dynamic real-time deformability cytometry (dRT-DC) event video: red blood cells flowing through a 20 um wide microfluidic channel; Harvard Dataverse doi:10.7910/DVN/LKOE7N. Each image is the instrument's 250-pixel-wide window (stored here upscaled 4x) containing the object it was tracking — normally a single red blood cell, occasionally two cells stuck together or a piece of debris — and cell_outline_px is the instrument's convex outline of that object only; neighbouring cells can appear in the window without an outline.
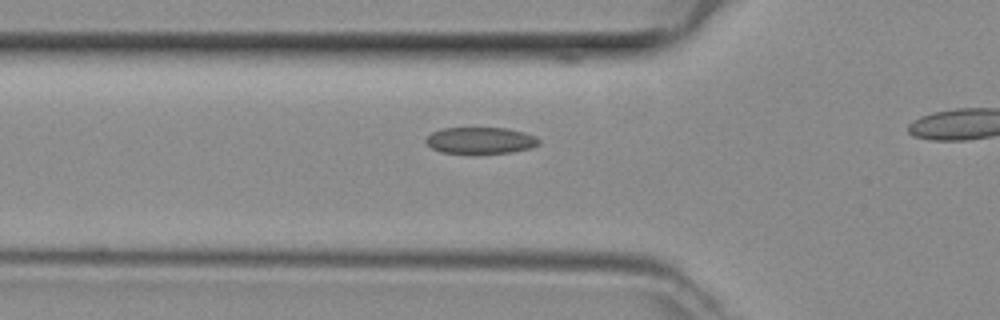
{"species": "common noctule bat (a hibernating species)", "species_latin": "Nyctalus noctula", "temperature_condition": "room temperature", "stored_images_in_passage": 26, "camera_frame_rate_fps": 3000, "um_per_image_px": 0.085, "animal": {"sex": "female", "body_mass_g": 29.2, "forearm_length_mm": 56.3}, "frame": {"image": 1, "passage_image": 10, "time_ms": 3.0, "image_size_px": [1000, 320], "cell_outline_px": [[540, 144], [528, 148], [512, 152], [440, 152], [432, 148], [424, 140], [432, 132], [444, 128], [508, 128], [524, 132], [536, 136], [540, 140]], "centroid_in_image_um": [40.86, 11.91], "position_along_channel_um": 84.9, "area_um2": 17.11}}
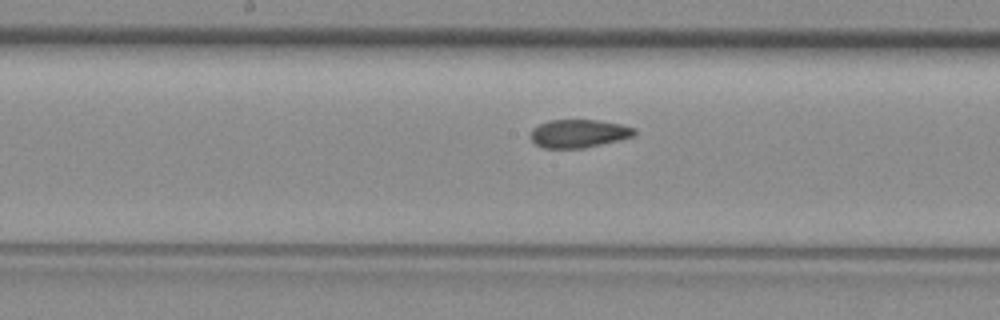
{"frame": {"image": 2, "passage_image": 18, "time_ms": 5.667, "image_size_px": [1000, 320], "cell_outline_px": [[636, 132], [632, 136], [584, 148], [544, 148], [536, 144], [532, 140], [532, 128], [548, 120], [600, 120], [620, 124], [636, 128]], "centroid_in_image_um": [49.18, 11.34], "position_along_channel_um": 199.0, "area_um2": 16.82}}
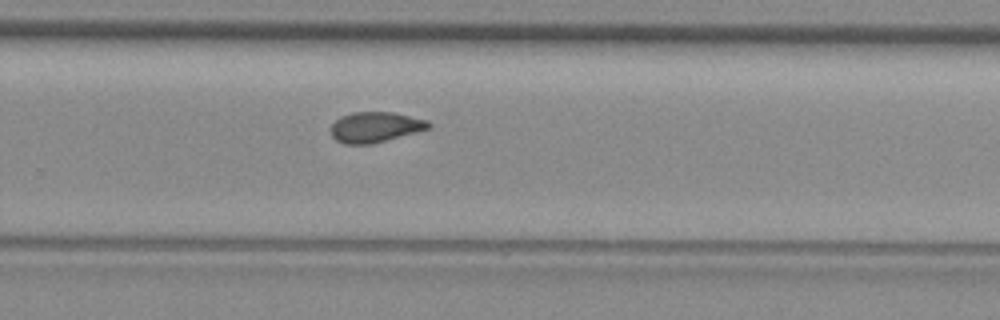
{"frame": {"image": 3, "passage_image": 25, "time_ms": 8.0, "image_size_px": [1000, 320], "cell_outline_px": [[432, 124], [428, 128], [416, 132], [372, 144], [344, 144], [336, 140], [332, 136], [332, 124], [340, 116], [352, 112], [396, 112], [428, 120]], "centroid_in_image_um": [31.9, 10.79], "position_along_channel_um": 297.9, "area_um2": 17.34}}